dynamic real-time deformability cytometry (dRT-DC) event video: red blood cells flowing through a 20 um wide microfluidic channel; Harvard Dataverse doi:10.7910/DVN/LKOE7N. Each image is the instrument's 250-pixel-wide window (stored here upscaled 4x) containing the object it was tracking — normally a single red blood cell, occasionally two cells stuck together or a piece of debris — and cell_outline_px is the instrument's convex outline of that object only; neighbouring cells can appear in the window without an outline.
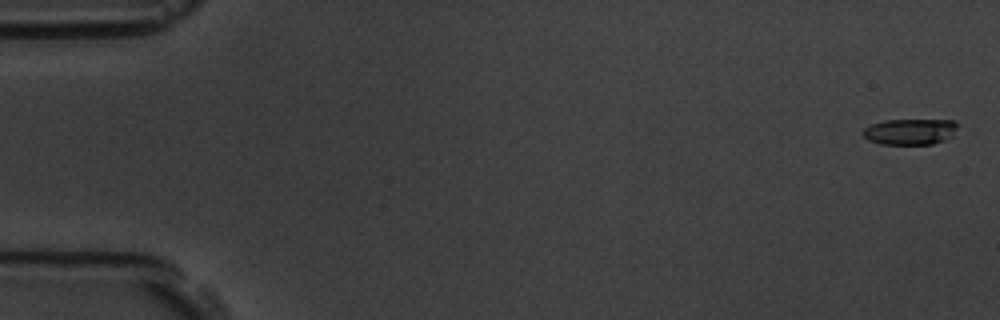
{"species": "common noctule bat (a hibernating species)", "species_latin": "Nyctalus noctula", "temperature_condition": "room temperature", "stored_images_in_passage": 6, "camera_frame_rate_fps": 3000, "um_per_image_px": 0.085, "animal": {"sex": "male", "body_mass_g": 19.5, "forearm_length_mm": 54.6}, "frame": {"image": 1, "passage_image": 1, "time_ms": 0.0, "image_size_px": [1000, 320], "cell_outline_px": [[960, 124], [952, 136], [944, 140], [932, 144], [880, 144], [868, 140], [860, 132], [864, 128], [872, 124], [884, 120], [956, 120]], "centroid_in_image_um": [77.37, 11.18], "position_along_channel_um": 7.6, "area_um2": 14.51}}
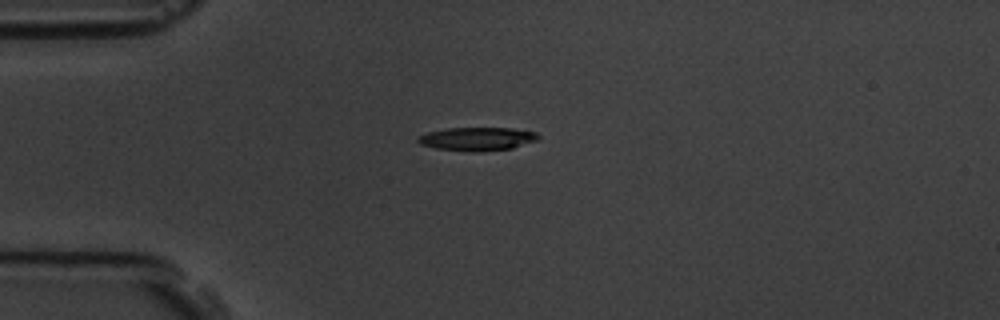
{"frame": {"image": 2, "passage_image": 5, "time_ms": 4.333, "image_size_px": [1000, 320], "cell_outline_px": [[540, 136], [536, 140], [512, 148], [476, 152], [472, 152], [436, 148], [420, 144], [416, 140], [420, 136], [428, 132], [448, 128], [512, 128], [536, 132]], "centroid_in_image_um": [40.56, 11.8], "position_along_channel_um": 44.4, "area_um2": 16.24}}